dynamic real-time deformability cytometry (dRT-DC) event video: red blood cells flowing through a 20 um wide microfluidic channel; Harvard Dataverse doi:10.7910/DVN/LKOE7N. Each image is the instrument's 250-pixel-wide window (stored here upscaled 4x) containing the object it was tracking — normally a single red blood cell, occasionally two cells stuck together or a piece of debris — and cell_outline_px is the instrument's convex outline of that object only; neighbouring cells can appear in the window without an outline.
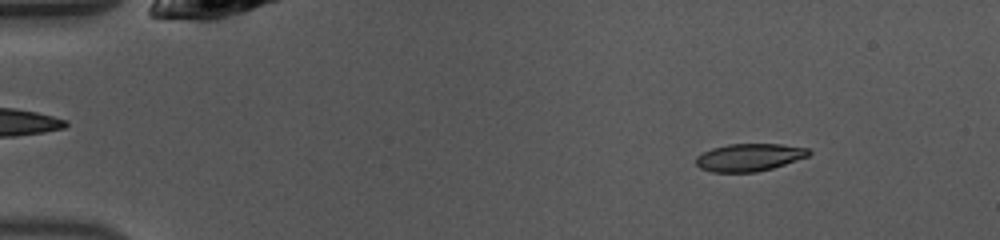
{"species": "common noctule bat (a hibernating species)", "species_latin": "Nyctalus noctula", "temperature_condition": "warm", "stored_images_in_passage": 44, "camera_frame_rate_fps": 3000, "um_per_image_px": 0.085, "animal": {"sex": "female", "body_mass_g": 10.0, "forearm_length_mm": 53.1}, "frame": {"image": 1, "passage_image": 2, "time_ms": 0.333, "image_size_px": [1000, 240], "cell_outline_px": [[812, 152], [808, 156], [772, 168], [756, 172], [712, 172], [700, 168], [696, 164], [696, 156], [712, 148], [728, 144], [780, 144], [808, 148]], "centroid_in_image_um": [63.67, 13.37], "position_along_channel_um": 21.3, "area_um2": 18.03}}
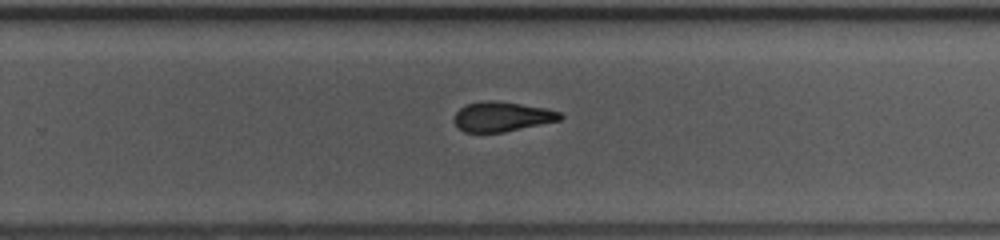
{"frame": {"image": 2, "passage_image": 27, "time_ms": 8.667, "image_size_px": [1000, 240], "cell_outline_px": [[564, 116], [560, 120], [504, 132], [464, 132], [456, 128], [452, 120], [456, 112], [464, 104], [488, 100], [492, 100], [520, 104], [544, 108], [560, 112]], "centroid_in_image_um": [42.6, 9.92], "position_along_channel_um": 287.2, "area_um2": 18.44}}
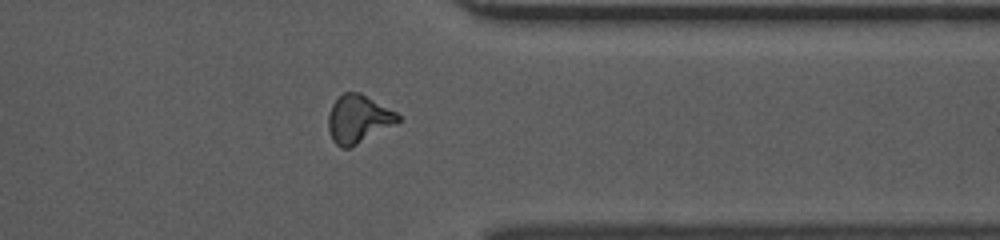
{"frame": {"image": 3, "passage_image": 34, "time_ms": 11.0, "image_size_px": [1000, 240], "cell_outline_px": [[400, 120], [396, 124], [348, 148], [340, 148], [332, 140], [328, 128], [328, 112], [332, 104], [344, 92], [360, 92], [396, 112], [400, 116]], "centroid_in_image_um": [30.44, 10.11], "position_along_channel_um": 381.0, "area_um2": 19.36}, "authors_computed_cell_mechanics": {"area_um2": 19.2474, "velocity_mm_per_s": 4.1675, "shape_relaxation_time_tau1_ms": 5.9111, "shape_relaxation_time_tau2_ms": 5.1816, "deformation_change_tau1": 0.1669, "deformation_change_tau2": 0.1449}}